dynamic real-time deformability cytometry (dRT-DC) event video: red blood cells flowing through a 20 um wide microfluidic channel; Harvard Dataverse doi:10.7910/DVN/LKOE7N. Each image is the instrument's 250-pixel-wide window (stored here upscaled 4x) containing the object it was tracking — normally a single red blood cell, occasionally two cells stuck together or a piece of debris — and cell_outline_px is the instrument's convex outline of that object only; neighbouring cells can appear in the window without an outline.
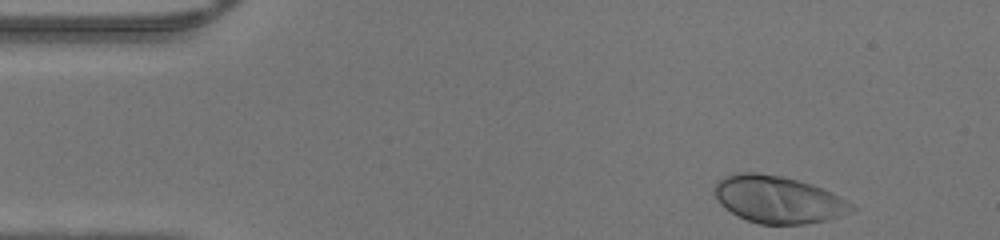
{"species": "human", "species_latin": "Homo sapiens", "temperature_condition": "warm", "stored_images_in_passage": 34, "camera_frame_rate_fps": 3000, "um_per_image_px": 0.085, "donor": {"sex": "male"}, "frame": {"image": 1, "passage_image": 1, "time_ms": 0.0, "image_size_px": [1000, 240], "cell_outline_px": [[856, 208], [848, 212], [824, 220], [804, 224], [760, 224], [736, 216], [720, 204], [712, 192], [716, 184], [724, 176], [736, 172], [756, 172], [780, 176], [812, 184], [832, 192], [852, 204]], "centroid_in_image_um": [66.08, 16.95], "position_along_channel_um": 18.9, "area_um2": 37.45}}
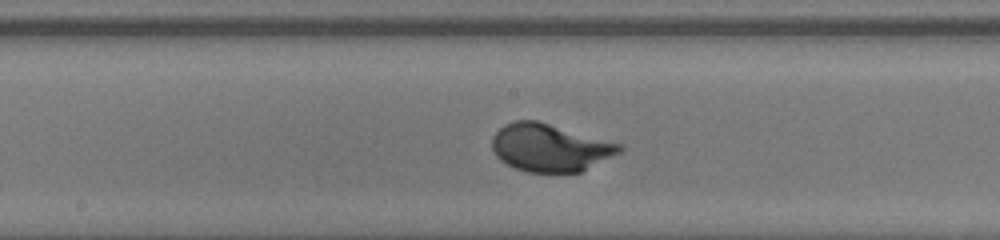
{"frame": {"image": 2, "passage_image": 20, "time_ms": 6.333, "image_size_px": [1000, 240], "cell_outline_px": [[624, 148], [620, 152], [580, 172], [528, 172], [516, 168], [500, 160], [496, 156], [492, 148], [492, 136], [504, 124], [516, 120], [536, 120], [624, 144]], "centroid_in_image_um": [46.75, 12.54], "position_along_channel_um": 201.5, "area_um2": 35.32}}
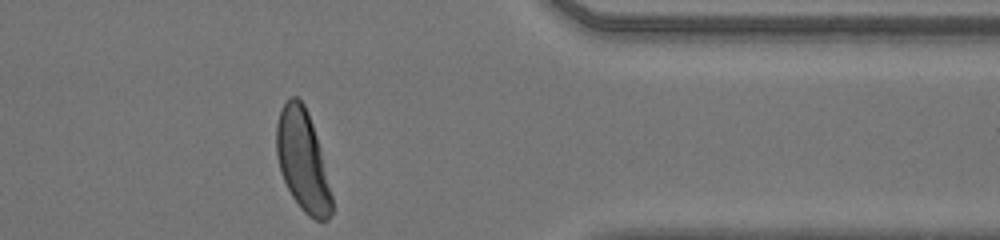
{"frame": {"image": 3, "passage_image": 34, "time_ms": 11.0, "image_size_px": [1000, 240], "cell_outline_px": [[332, 212], [328, 220], [316, 220], [308, 216], [300, 208], [292, 196], [284, 180], [280, 168], [276, 152], [276, 124], [280, 108], [292, 96], [296, 96], [304, 104], [308, 112], [316, 136], [332, 196]], "centroid_in_image_um": [25.71, 13.65], "position_along_channel_um": 385.7, "area_um2": 32.14}}